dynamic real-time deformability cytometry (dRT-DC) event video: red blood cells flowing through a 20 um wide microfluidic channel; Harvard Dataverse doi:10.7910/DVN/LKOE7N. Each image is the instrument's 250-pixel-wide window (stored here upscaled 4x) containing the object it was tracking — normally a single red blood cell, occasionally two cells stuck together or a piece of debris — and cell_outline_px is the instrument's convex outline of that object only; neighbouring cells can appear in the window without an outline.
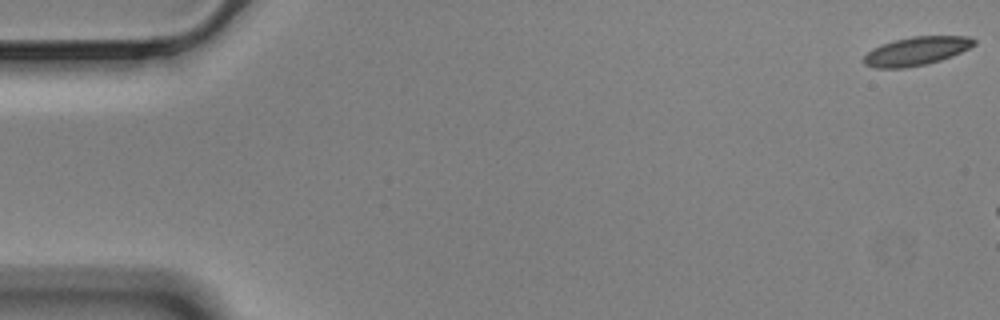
{"species": "Egyptian fruit bat (a non-hibernating species)", "species_latin": "Rousettus aegyptiacus", "temperature_condition": "cold", "stored_images_in_passage": 12, "camera_frame_rate_fps": 3000, "um_per_image_px": 0.085, "animal": {"sex": "male"}, "frame": {"image": 1, "passage_image": 1, "time_ms": 0.0, "image_size_px": [1000, 320], "cell_outline_px": [[976, 44], [952, 56], [940, 60], [924, 64], [904, 68], [876, 68], [864, 64], [864, 56], [872, 48], [892, 40], [912, 36], [968, 36], [976, 40]], "centroid_in_image_um": [77.88, 4.33], "position_along_channel_um": 7.1, "area_um2": 18.26}}